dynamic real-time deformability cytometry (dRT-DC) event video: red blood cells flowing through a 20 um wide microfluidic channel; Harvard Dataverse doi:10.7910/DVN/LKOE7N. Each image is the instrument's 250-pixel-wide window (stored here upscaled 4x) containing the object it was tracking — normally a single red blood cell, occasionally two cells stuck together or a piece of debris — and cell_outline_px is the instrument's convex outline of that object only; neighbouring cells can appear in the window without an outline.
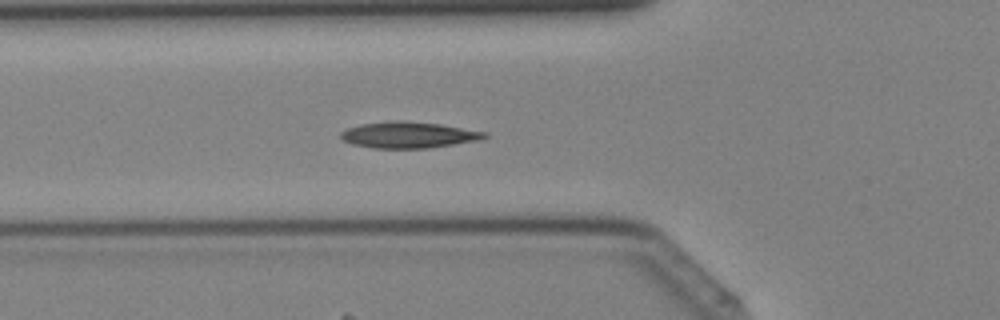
{"species": "Egyptian fruit bat (a non-hibernating species)", "species_latin": "Rousettus aegyptiacus", "temperature_condition": "cold", "stored_images_in_passage": 40, "camera_frame_rate_fps": 3000, "um_per_image_px": 0.085, "animal": {"sex": "female"}, "frame": {"image": 1, "passage_image": 14, "time_ms": 4.333, "image_size_px": [1000, 320], "cell_outline_px": [[488, 136], [476, 140], [428, 148], [372, 148], [352, 144], [340, 140], [340, 132], [348, 128], [360, 124], [392, 120], [400, 120], [440, 124], [488, 132]], "centroid_in_image_um": [34.66, 11.46], "position_along_channel_um": 91.1, "area_um2": 21.96}}
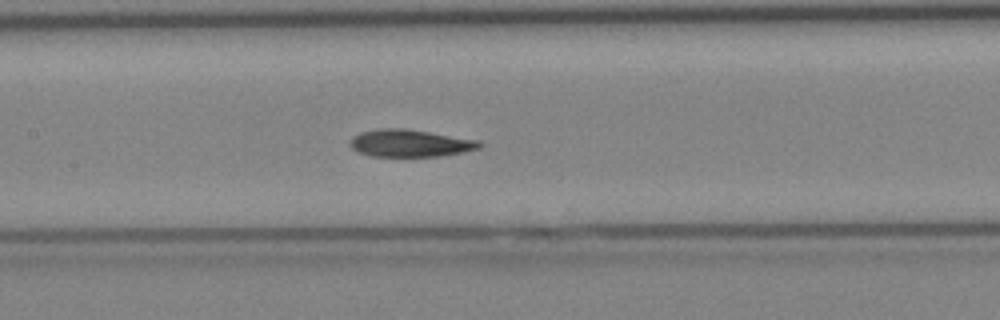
{"frame": {"image": 2, "passage_image": 19, "time_ms": 6.0, "image_size_px": [1000, 320], "cell_outline_px": [[484, 144], [480, 148], [464, 152], [440, 156], [372, 156], [360, 152], [352, 148], [352, 136], [360, 132], [380, 128], [404, 128], [480, 140]], "centroid_in_image_um": [34.91, 12.16], "position_along_channel_um": 172.5, "area_um2": 20.52}}
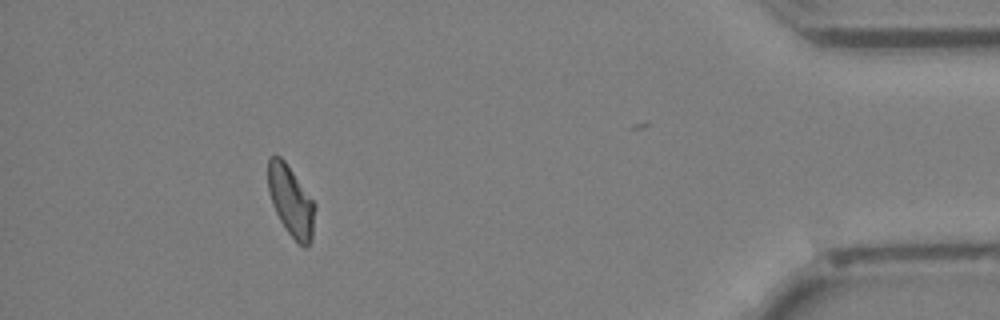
{"frame": {"image": 3, "passage_image": 37, "time_ms": 12.0, "image_size_px": [1000, 320], "cell_outline_px": [[316, 208], [312, 240], [304, 248], [296, 244], [284, 228], [272, 204], [268, 192], [268, 156], [280, 156], [284, 160], [316, 204]], "centroid_in_image_um": [24.74, 17.14], "position_along_channel_um": 410.5, "area_um2": 19.54}}